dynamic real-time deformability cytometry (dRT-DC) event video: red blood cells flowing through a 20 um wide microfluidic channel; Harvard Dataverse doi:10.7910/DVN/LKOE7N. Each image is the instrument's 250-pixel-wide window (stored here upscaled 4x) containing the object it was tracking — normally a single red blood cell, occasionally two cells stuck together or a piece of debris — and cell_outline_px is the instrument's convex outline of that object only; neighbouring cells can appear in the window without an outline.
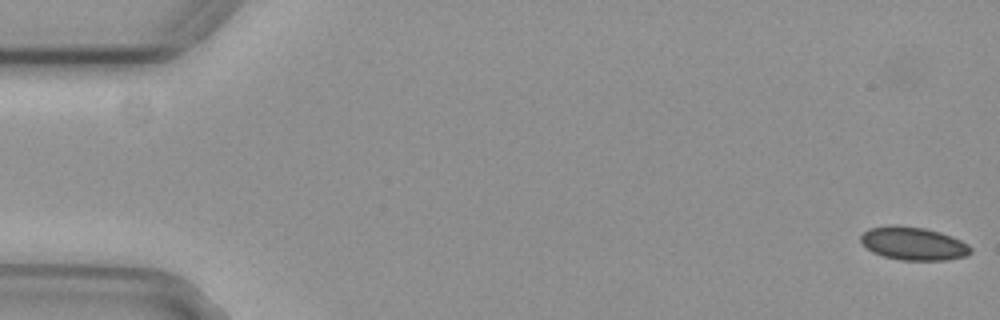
{"species": "common noctule bat (a hibernating species)", "species_latin": "Nyctalus noctula", "temperature_condition": "cold", "stored_images_in_passage": 55, "camera_frame_rate_fps": 3000, "um_per_image_px": 0.085, "animal": {"sex": "female", "body_mass_g": 29.2, "forearm_length_mm": 56.3}, "frame": {"image": 1, "passage_image": 1, "time_ms": 0.0, "image_size_px": [1000, 320], "cell_outline_px": [[972, 252], [968, 256], [948, 260], [900, 260], [884, 256], [872, 252], [860, 244], [860, 236], [868, 228], [924, 228], [940, 232], [952, 236], [968, 244], [972, 248]], "centroid_in_image_um": [77.69, 20.75], "position_along_channel_um": 7.3, "area_um2": 20.75}}
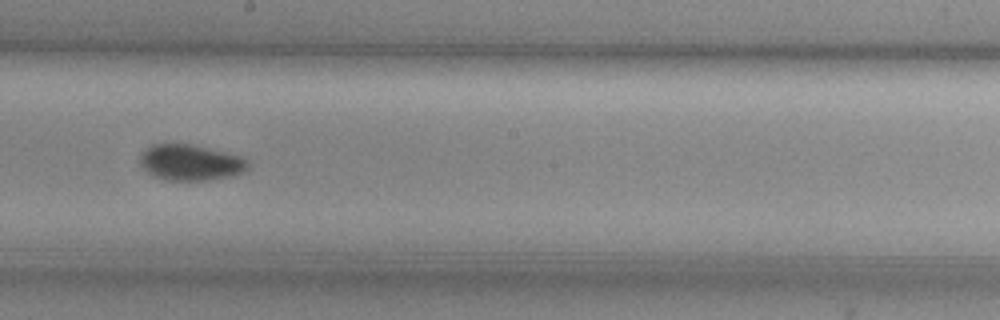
{"frame": {"image": 2, "passage_image": 31, "time_ms": 10.0, "image_size_px": [1000, 320], "cell_outline_px": [[248, 168], [232, 176], [204, 180], [164, 180], [152, 176], [140, 164], [140, 152], [152, 144], [188, 144], [224, 152], [240, 156], [248, 164]], "centroid_in_image_um": [16.11, 13.82], "position_along_channel_um": 232.1, "area_um2": 22.25}}
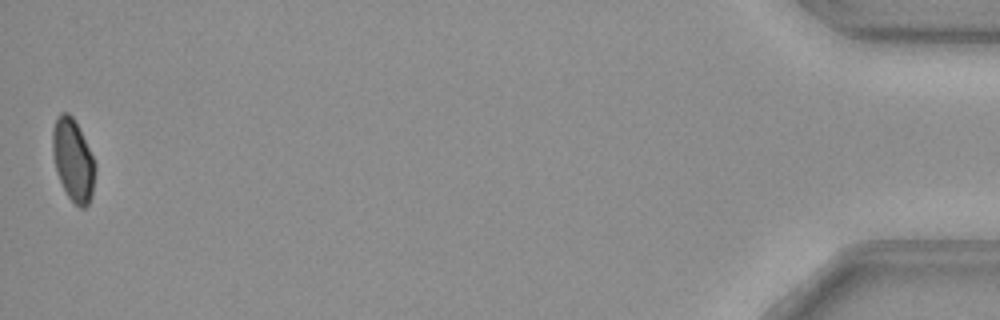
{"frame": {"image": 3, "passage_image": 55, "time_ms": 18.0, "image_size_px": [1000, 320], "cell_outline_px": [[96, 172], [92, 196], [88, 204], [84, 208], [80, 208], [68, 196], [56, 172], [52, 152], [52, 128], [56, 116], [60, 112], [68, 112], [72, 116], [96, 164]], "centroid_in_image_um": [6.2, 13.6], "position_along_channel_um": 429.0, "area_um2": 20.35}}